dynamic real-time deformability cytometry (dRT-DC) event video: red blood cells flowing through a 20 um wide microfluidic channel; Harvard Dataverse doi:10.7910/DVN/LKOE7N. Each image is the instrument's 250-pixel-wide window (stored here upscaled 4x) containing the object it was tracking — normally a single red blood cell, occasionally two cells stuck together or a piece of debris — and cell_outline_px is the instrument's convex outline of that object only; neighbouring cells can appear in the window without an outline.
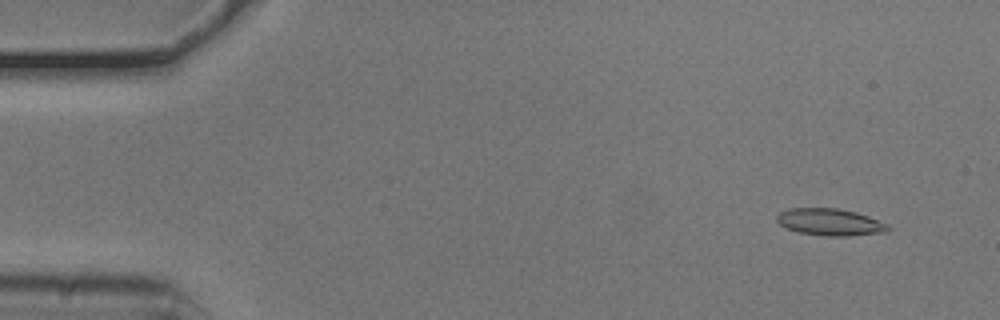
{"species": "common noctule bat (a hibernating species)", "species_latin": "Nyctalus noctula", "temperature_condition": "cold", "stored_images_in_passage": 14, "camera_frame_rate_fps": 3000, "um_per_image_px": 0.085, "animal": {"sex": "male", "body_mass_g": 20.5, "forearm_length_mm": 52.5}, "frame": {"image": 1, "passage_image": 4, "time_ms": 1.0, "image_size_px": [1000, 320], "cell_outline_px": [[892, 228], [888, 232], [848, 236], [824, 236], [796, 232], [780, 224], [776, 220], [776, 216], [780, 212], [788, 208], [836, 208], [856, 212], [868, 216], [888, 224]], "centroid_in_image_um": [70.57, 18.88], "position_along_channel_um": 14.4, "area_um2": 17.63}}